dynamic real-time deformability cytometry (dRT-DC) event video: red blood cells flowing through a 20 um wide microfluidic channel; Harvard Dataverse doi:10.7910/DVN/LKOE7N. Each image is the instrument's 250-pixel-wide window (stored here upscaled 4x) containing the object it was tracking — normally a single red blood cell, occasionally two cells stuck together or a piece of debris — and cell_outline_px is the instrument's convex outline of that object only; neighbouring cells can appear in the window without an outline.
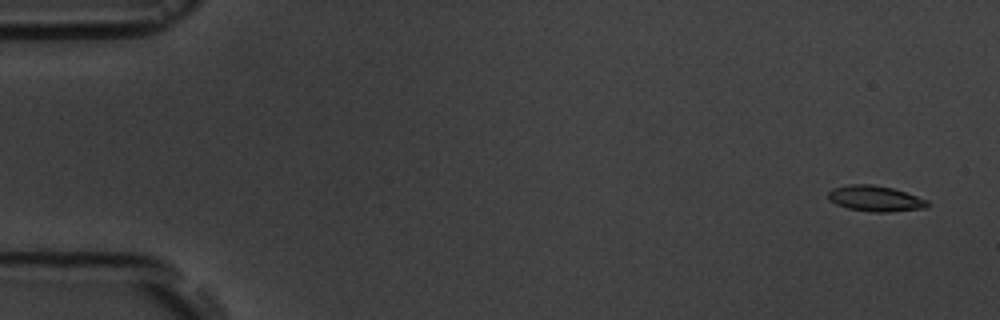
{"species": "common noctule bat (a hibernating species)", "species_latin": "Nyctalus noctula", "temperature_condition": "room temperature", "stored_images_in_passage": 5, "camera_frame_rate_fps": 3000, "um_per_image_px": 0.085, "animal": {"sex": "male", "body_mass_g": 19.5, "forearm_length_mm": 54.6}, "frame": {"image": 1, "passage_image": 1, "time_ms": 0.0, "image_size_px": [1000, 320], "cell_outline_px": [[928, 208], [888, 212], [872, 212], [848, 208], [836, 204], [828, 200], [828, 192], [832, 188], [848, 184], [872, 184], [892, 188], [928, 200]], "centroid_in_image_um": [74.38, 16.87], "position_along_channel_um": 10.6, "area_um2": 14.91}}
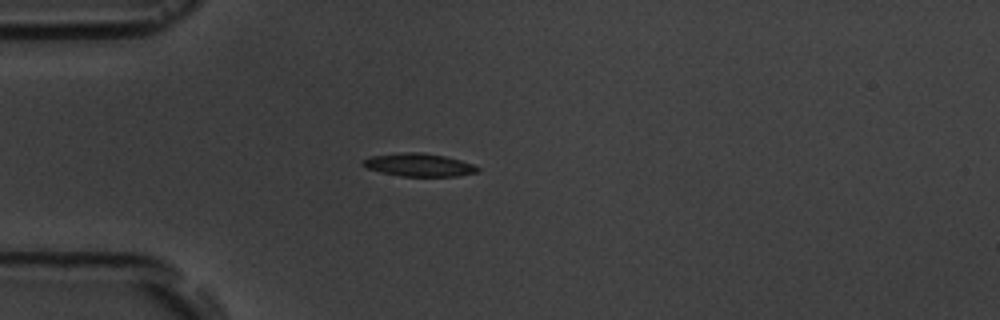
{"frame": {"image": 2, "passage_image": 5, "time_ms": 4.333, "image_size_px": [1000, 320], "cell_outline_px": [[480, 172], [456, 176], [400, 176], [380, 172], [368, 168], [360, 164], [360, 160], [372, 156], [404, 152], [420, 152], [444, 156], [460, 160], [472, 164], [480, 168]], "centroid_in_image_um": [35.59, 14.02], "position_along_channel_um": 49.4, "area_um2": 15.37}}